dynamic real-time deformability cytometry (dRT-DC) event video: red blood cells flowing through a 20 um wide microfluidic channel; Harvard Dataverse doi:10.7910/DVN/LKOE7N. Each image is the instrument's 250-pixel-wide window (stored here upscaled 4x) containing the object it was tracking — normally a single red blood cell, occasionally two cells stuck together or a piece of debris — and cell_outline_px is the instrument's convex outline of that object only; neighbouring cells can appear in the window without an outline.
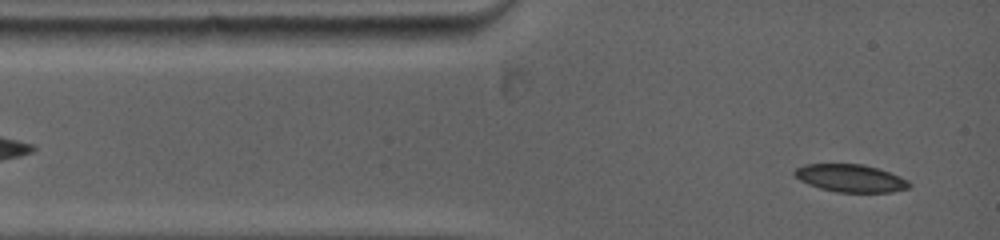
{"species": "common noctule bat (a hibernating species)", "species_latin": "Nyctalus noctula", "temperature_condition": "warm", "stored_images_in_passage": 65, "camera_frame_rate_fps": 5000, "um_per_image_px": 0.085, "animal": {"sex": "female", "body_mass_g": 19.0, "forearm_length_mm": 53.3}, "frame": {"image": 1, "passage_image": 3, "time_ms": 0.4, "image_size_px": [1000, 240], "cell_outline_px": [[912, 184], [908, 188], [892, 192], [836, 192], [820, 188], [808, 184], [800, 180], [792, 172], [796, 168], [804, 164], [864, 164], [900, 176], [908, 180]], "centroid_in_image_um": [72.29, 15.14], "position_along_channel_um": 12.7, "area_um2": 18.44}}
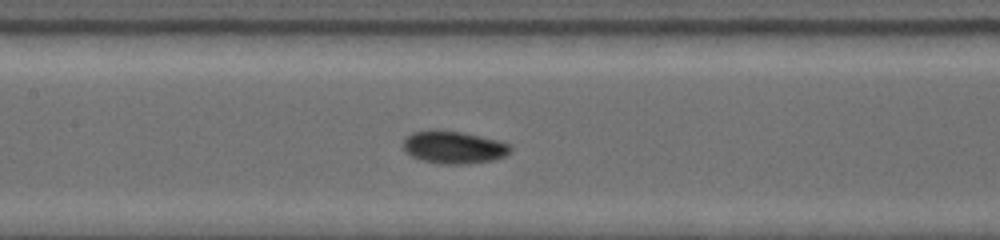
{"frame": {"image": 2, "passage_image": 28, "time_ms": 5.2, "image_size_px": [1000, 240], "cell_outline_px": [[512, 148], [504, 156], [492, 160], [468, 164], [440, 164], [420, 160], [404, 152], [404, 140], [412, 132], [456, 132], [496, 140], [508, 144]], "centroid_in_image_um": [38.54, 12.57], "position_along_channel_um": 168.9, "area_um2": 19.54}}
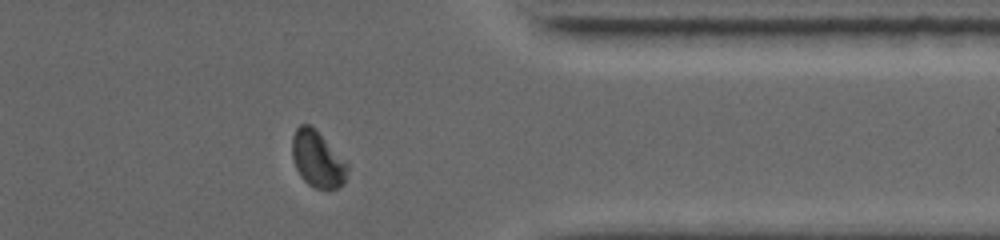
{"frame": {"image": 3, "passage_image": 58, "time_ms": 11.0, "image_size_px": [1000, 240], "cell_outline_px": [[348, 168], [344, 184], [336, 188], [316, 188], [308, 184], [300, 176], [296, 168], [292, 156], [292, 136], [296, 128], [300, 124], [312, 124], [348, 164]], "centroid_in_image_um": [26.97, 13.5], "position_along_channel_um": 384.4, "area_um2": 18.15}, "authors_computed_cell_mechanics": {"area_um2": 19.074, "velocity_mm_per_s": 3.9033, "shape_relaxation_time_tau1_ms": 4.1866, "shape_relaxation_time_tau2_ms": 3.7829, "deformation_change_tau1": 0.1028, "deformation_change_tau2": 0.0636}}